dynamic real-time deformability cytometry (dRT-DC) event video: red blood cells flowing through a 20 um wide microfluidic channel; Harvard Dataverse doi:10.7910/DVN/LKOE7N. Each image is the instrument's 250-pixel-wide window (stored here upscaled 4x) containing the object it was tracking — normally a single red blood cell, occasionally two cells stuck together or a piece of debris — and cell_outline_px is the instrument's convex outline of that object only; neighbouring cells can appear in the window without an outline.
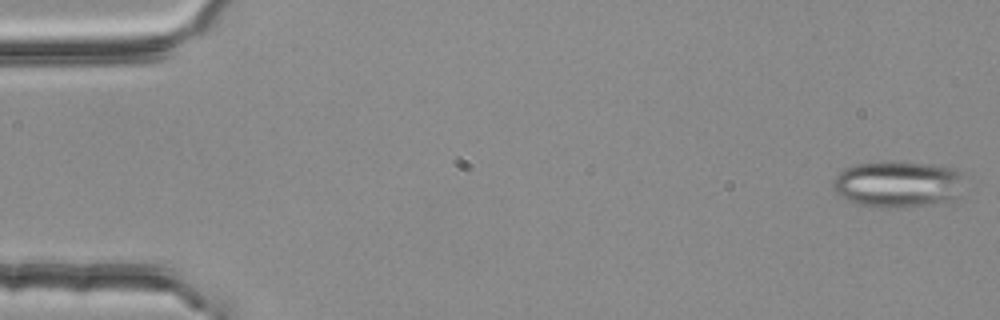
{"species": "common noctule bat (a hibernating species)", "species_latin": "Nyctalus noctula", "temperature_condition": "room temperature", "stored_images_in_passage": 3, "camera_frame_rate_fps": 3000, "um_per_image_px": 0.085, "animal": {"sex": "female", "body_mass_g": 25.1}, "frame": {"image": 1, "passage_image": 1, "time_ms": 0.0, "image_size_px": [1000, 320], "cell_outline_px": [[964, 172], [956, 204], [900, 208], [888, 208], [856, 204], [840, 196], [836, 192], [832, 184], [832, 180], [844, 168], [856, 164], [880, 160], [884, 160], [932, 164], [956, 168]], "centroid_in_image_um": [76.4, 15.67], "position_along_channel_um": 8.6, "area_um2": 37.05}}